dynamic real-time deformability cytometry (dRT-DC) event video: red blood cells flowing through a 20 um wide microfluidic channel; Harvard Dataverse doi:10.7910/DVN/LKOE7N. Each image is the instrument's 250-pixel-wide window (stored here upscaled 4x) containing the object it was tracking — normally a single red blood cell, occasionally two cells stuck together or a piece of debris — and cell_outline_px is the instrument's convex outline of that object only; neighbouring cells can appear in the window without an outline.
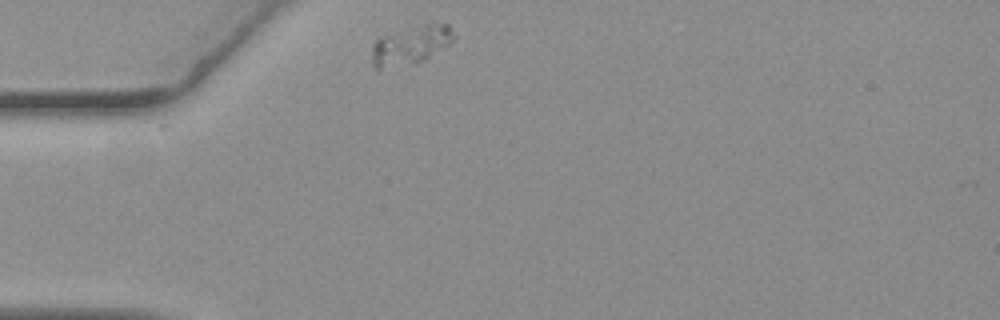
{"species": "common noctule bat (a hibernating species)", "species_latin": "Nyctalus noctula", "temperature_condition": "warm", "stored_images_in_passage": 40, "camera_frame_rate_fps": 3000, "um_per_image_px": 0.085, "animal": {"sex": "female", "body_mass_g": 19.3, "forearm_length_mm": 54.1}, "frame": {"image": 1, "passage_image": 1, "time_ms": 0.0, "image_size_px": [1000, 320], "cell_outline_px": [[452, 40], [448, 44], [424, 60], [412, 64], [380, 68], [376, 68], [372, 60], [372, 44], [376, 40], [428, 20], [432, 20], [448, 24], [452, 32]], "centroid_in_image_um": [34.94, 3.78], "position_along_channel_um": 50.1, "area_um2": 18.26}}
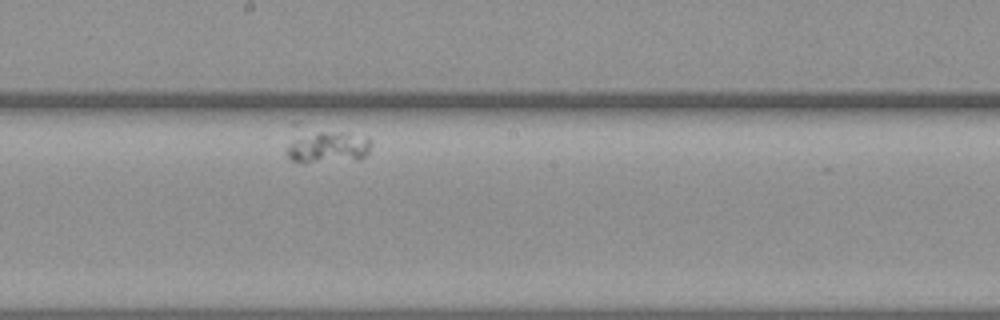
{"frame": {"image": 2, "passage_image": 21, "time_ms": 6.667, "image_size_px": [1000, 320], "cell_outline_px": [[372, 144], [368, 152], [360, 160], [292, 160], [288, 156], [288, 144], [300, 136], [320, 132], [340, 132], [368, 136], [372, 140]], "centroid_in_image_um": [28.02, 12.48], "position_along_channel_um": 220.2, "area_um2": 14.8}}
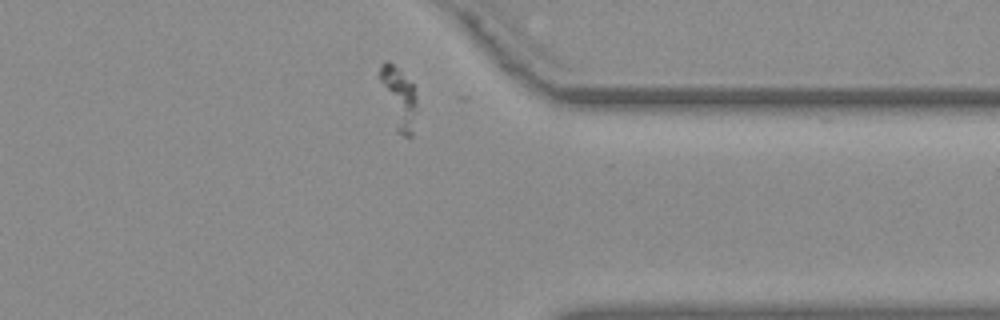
{"frame": {"image": 3, "passage_image": 37, "time_ms": 12.0, "image_size_px": [1000, 320], "cell_outline_px": [[416, 104], [412, 136], [404, 136], [396, 132], [380, 80], [380, 64], [384, 60], [388, 60], [416, 88]], "centroid_in_image_um": [33.91, 8.33], "position_along_channel_um": 377.5, "area_um2": 12.83}}